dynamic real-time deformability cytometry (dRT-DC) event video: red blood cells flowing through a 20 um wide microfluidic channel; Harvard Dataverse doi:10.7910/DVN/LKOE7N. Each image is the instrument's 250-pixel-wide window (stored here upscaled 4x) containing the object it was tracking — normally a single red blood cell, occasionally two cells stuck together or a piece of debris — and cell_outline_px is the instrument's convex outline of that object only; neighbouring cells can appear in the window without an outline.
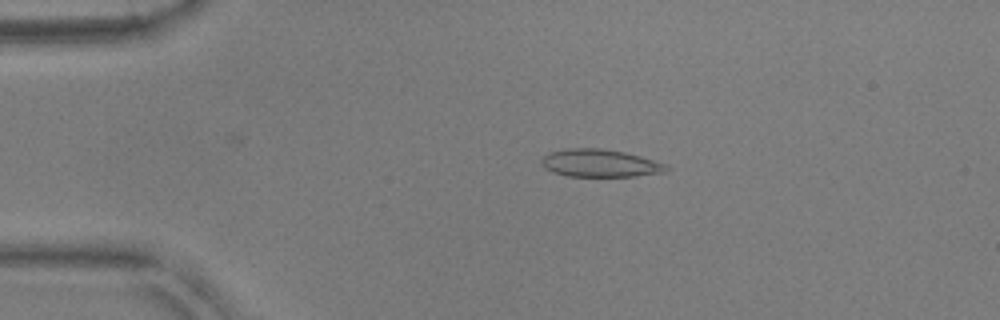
{"species": "common noctule bat (a hibernating species)", "species_latin": "Nyctalus noctula", "temperature_condition": "warm", "stored_images_in_passage": 35, "camera_frame_rate_fps": 3000, "um_per_image_px": 0.085, "animal": {"sex": "male", "body_mass_g": 17.9, "forearm_length_mm": 54.2}, "frame": {"image": 1, "passage_image": 5, "time_ms": 1.333, "image_size_px": [1000, 320], "cell_outline_px": [[672, 168], [664, 172], [636, 176], [568, 176], [552, 172], [544, 168], [540, 164], [540, 160], [544, 156], [552, 152], [568, 148], [600, 148], [624, 152], [640, 156], [668, 164]], "centroid_in_image_um": [51.02, 13.87], "position_along_channel_um": 34.0, "area_um2": 20.23}}
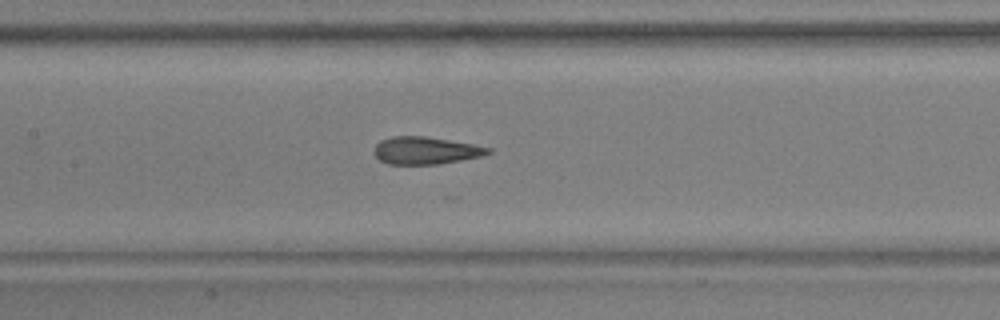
{"frame": {"image": 2, "passage_image": 19, "time_ms": 6.0, "image_size_px": [1000, 320], "cell_outline_px": [[492, 152], [484, 156], [436, 164], [388, 164], [380, 160], [372, 152], [376, 144], [380, 140], [392, 136], [424, 136], [472, 144], [492, 148]], "centroid_in_image_um": [36.16, 12.79], "position_along_channel_um": 171.2, "area_um2": 18.21}}
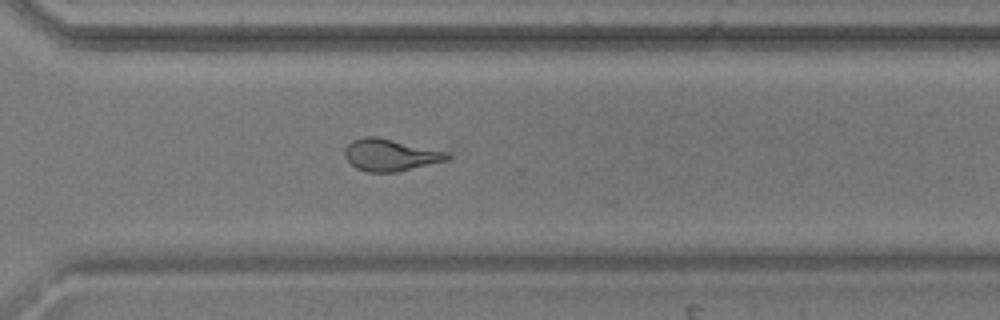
{"frame": {"image": 3, "passage_image": 32, "time_ms": 10.333, "image_size_px": [1000, 320], "cell_outline_px": [[452, 156], [448, 160], [396, 172], [368, 172], [356, 168], [344, 156], [344, 148], [352, 140], [364, 136], [376, 136], [448, 152]], "centroid_in_image_um": [33.16, 13.17], "position_along_channel_um": 337.4, "area_um2": 19.07}}